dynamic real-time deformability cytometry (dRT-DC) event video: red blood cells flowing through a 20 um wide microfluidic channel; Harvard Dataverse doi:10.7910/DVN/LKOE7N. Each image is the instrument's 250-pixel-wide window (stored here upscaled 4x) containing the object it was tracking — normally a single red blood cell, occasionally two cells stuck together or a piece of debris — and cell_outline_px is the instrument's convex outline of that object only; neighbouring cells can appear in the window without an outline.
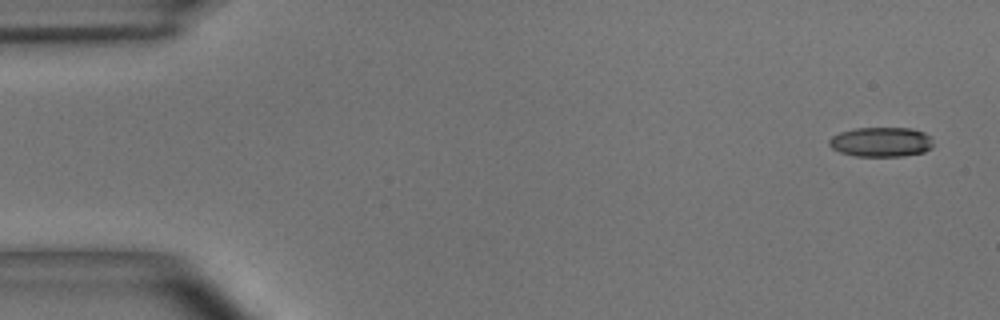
{"species": "common noctule bat (a hibernating species)", "species_latin": "Nyctalus noctula", "temperature_condition": "room temperature", "stored_images_in_passage": 10, "camera_frame_rate_fps": 3000, "um_per_image_px": 0.085, "animal": {"sex": "male", "body_mass_g": 15.6}, "frame": {"image": 1, "passage_image": 1, "time_ms": 0.0, "image_size_px": [1000, 320], "cell_outline_px": [[932, 148], [924, 152], [904, 156], [856, 156], [840, 152], [832, 148], [828, 144], [828, 140], [832, 136], [840, 132], [856, 128], [912, 128], [924, 132], [932, 136]], "centroid_in_image_um": [74.91, 12.06], "position_along_channel_um": 10.1, "area_um2": 18.15}}
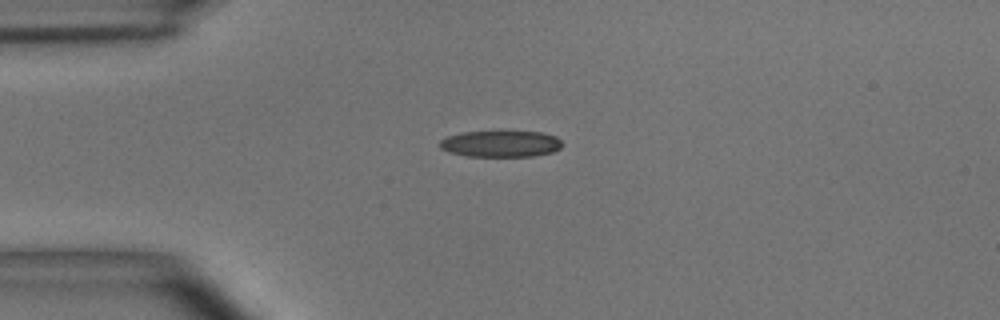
{"frame": {"image": 2, "passage_image": 4, "time_ms": 1.0, "image_size_px": [1000, 320], "cell_outline_px": [[564, 144], [560, 148], [552, 152], [532, 156], [468, 156], [448, 152], [440, 148], [440, 140], [448, 136], [460, 132], [544, 132], [556, 136]], "centroid_in_image_um": [42.57, 12.22], "position_along_channel_um": 42.4, "area_um2": 18.79}}
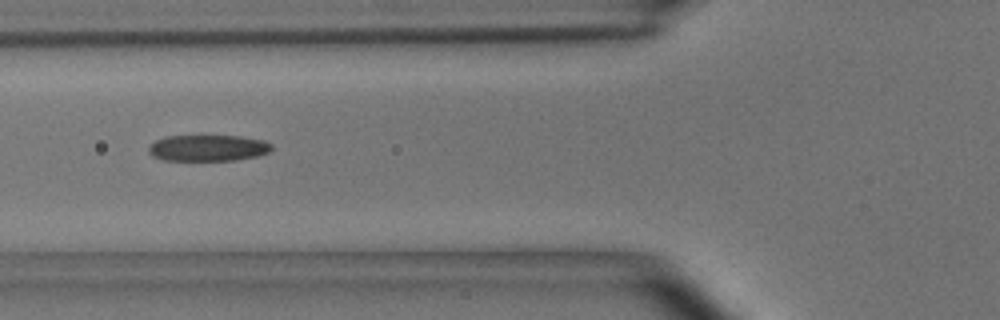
{"frame": {"image": 3, "passage_image": 6, "time_ms": 1.667, "image_size_px": [1000, 320], "cell_outline_px": [[272, 148], [268, 152], [256, 156], [236, 160], [160, 160], [152, 156], [148, 152], [148, 148], [156, 140], [164, 136], [240, 136], [264, 140], [272, 144]], "centroid_in_image_um": [17.66, 12.58], "position_along_channel_um": 108.1, "area_um2": 18.84}}